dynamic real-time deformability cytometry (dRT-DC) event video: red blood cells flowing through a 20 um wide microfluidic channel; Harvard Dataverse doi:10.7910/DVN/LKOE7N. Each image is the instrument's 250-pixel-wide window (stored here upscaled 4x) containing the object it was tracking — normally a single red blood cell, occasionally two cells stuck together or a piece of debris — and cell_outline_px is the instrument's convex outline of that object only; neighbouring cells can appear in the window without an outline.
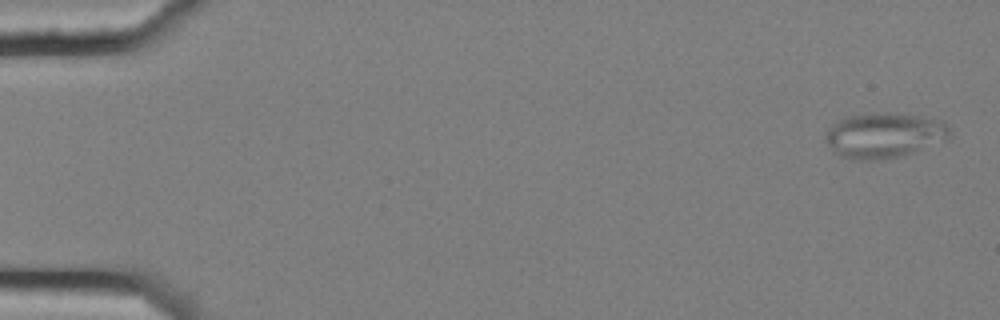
{"species": "common noctule bat (a hibernating species)", "species_latin": "Nyctalus noctula", "temperature_condition": "cold", "stored_images_in_passage": 8, "camera_frame_rate_fps": 3000, "um_per_image_px": 0.085, "animal": {"sex": "female", "body_mass_g": 25.1}, "frame": {"image": 1, "passage_image": 1, "time_ms": 0.0, "image_size_px": [1000, 320], "cell_outline_px": [[952, 136], [948, 140], [900, 156], [880, 160], [852, 160], [840, 156], [828, 144], [824, 136], [828, 128], [836, 120], [844, 116], [872, 112], [888, 112], [920, 116], [944, 120]], "centroid_in_image_um": [75.15, 11.48], "position_along_channel_um": 9.8, "area_um2": 33.23}}
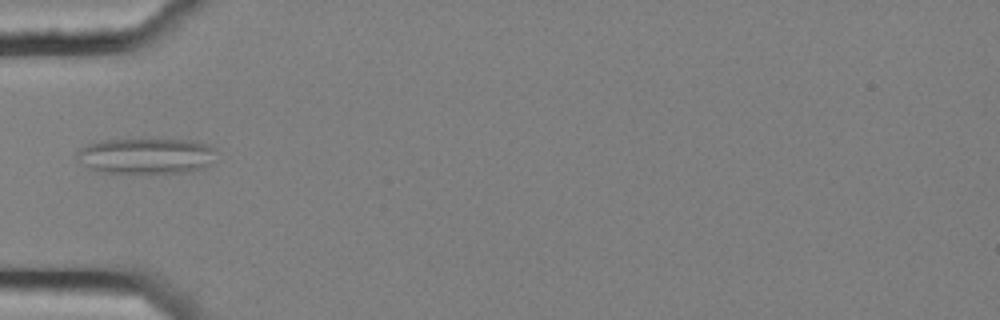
{"frame": {"image": 2, "passage_image": 5, "time_ms": 1.333, "image_size_px": [1000, 320], "cell_outline_px": [[216, 148], [212, 164], [204, 168], [192, 172], [96, 172], [76, 160], [76, 152], [84, 144], [100, 140], [192, 140], [208, 144]], "centroid_in_image_um": [12.41, 13.25], "position_along_channel_um": 72.6, "area_um2": 29.25}}
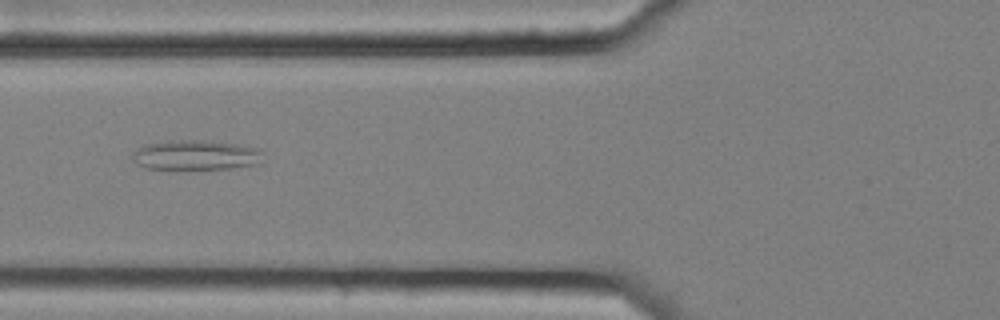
{"frame": {"image": 3, "passage_image": 6, "time_ms": 1.667, "image_size_px": [1000, 320], "cell_outline_px": [[260, 164], [232, 168], [144, 168], [136, 164], [132, 160], [132, 152], [136, 148], [144, 144], [164, 140], [212, 140], [236, 144], [256, 148], [260, 152]], "centroid_in_image_um": [16.56, 13.16], "position_along_channel_um": 109.2, "area_um2": 22.77}}